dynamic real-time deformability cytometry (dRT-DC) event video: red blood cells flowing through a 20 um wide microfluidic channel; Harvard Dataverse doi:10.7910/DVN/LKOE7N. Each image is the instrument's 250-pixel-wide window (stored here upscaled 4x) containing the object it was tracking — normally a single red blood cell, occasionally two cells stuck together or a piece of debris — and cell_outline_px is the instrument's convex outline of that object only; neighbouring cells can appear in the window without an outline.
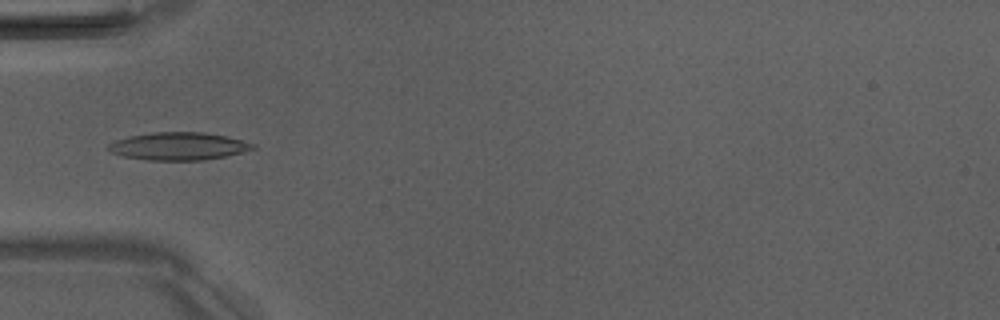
{"species": "Egyptian fruit bat (a non-hibernating species)", "species_latin": "Rousettus aegyptiacus", "temperature_condition": "room temperature", "stored_images_in_passage": 6, "camera_frame_rate_fps": 3000, "um_per_image_px": 0.085, "animal": {"sex": "male"}, "frame": {"image": 1, "passage_image": 6, "time_ms": 5.667, "image_size_px": [1000, 320], "cell_outline_px": [[256, 148], [244, 152], [228, 156], [204, 160], [148, 160], [124, 156], [112, 152], [108, 148], [108, 144], [116, 140], [128, 136], [152, 132], [204, 132], [228, 136], [256, 144]], "centroid_in_image_um": [15.24, 12.42], "position_along_channel_um": 69.8, "area_um2": 23.47}}